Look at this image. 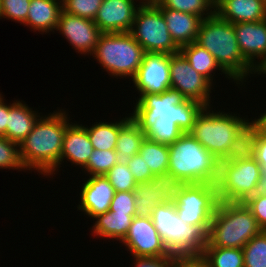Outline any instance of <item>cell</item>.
Masks as SVG:
<instances>
[{"mask_svg":"<svg viewBox=\"0 0 266 267\" xmlns=\"http://www.w3.org/2000/svg\"><path fill=\"white\" fill-rule=\"evenodd\" d=\"M130 119L131 116L128 115L116 122L101 121L89 128L85 126L93 148L101 151L115 150L119 131Z\"/></svg>","mask_w":266,"mask_h":267,"instance_id":"83f0119b","label":"cell"},{"mask_svg":"<svg viewBox=\"0 0 266 267\" xmlns=\"http://www.w3.org/2000/svg\"><path fill=\"white\" fill-rule=\"evenodd\" d=\"M169 147L168 172L183 184H216L219 161L189 132L183 133Z\"/></svg>","mask_w":266,"mask_h":267,"instance_id":"5b68a950","label":"cell"},{"mask_svg":"<svg viewBox=\"0 0 266 267\" xmlns=\"http://www.w3.org/2000/svg\"><path fill=\"white\" fill-rule=\"evenodd\" d=\"M172 40L180 48L196 42L202 19L191 13L162 9Z\"/></svg>","mask_w":266,"mask_h":267,"instance_id":"44dd1931","label":"cell"},{"mask_svg":"<svg viewBox=\"0 0 266 267\" xmlns=\"http://www.w3.org/2000/svg\"><path fill=\"white\" fill-rule=\"evenodd\" d=\"M243 249L244 267H266V231L254 236Z\"/></svg>","mask_w":266,"mask_h":267,"instance_id":"d6a6232c","label":"cell"},{"mask_svg":"<svg viewBox=\"0 0 266 267\" xmlns=\"http://www.w3.org/2000/svg\"><path fill=\"white\" fill-rule=\"evenodd\" d=\"M145 53L176 54L180 48L172 40L162 8L147 1L138 8L130 31Z\"/></svg>","mask_w":266,"mask_h":267,"instance_id":"9c48e42d","label":"cell"},{"mask_svg":"<svg viewBox=\"0 0 266 267\" xmlns=\"http://www.w3.org/2000/svg\"><path fill=\"white\" fill-rule=\"evenodd\" d=\"M71 124L66 128L63 137V148L60 157V165L64 159L78 165L80 168L84 167L91 154L93 153V146L88 136L84 125L79 123Z\"/></svg>","mask_w":266,"mask_h":267,"instance_id":"ffe728a7","label":"cell"},{"mask_svg":"<svg viewBox=\"0 0 266 267\" xmlns=\"http://www.w3.org/2000/svg\"><path fill=\"white\" fill-rule=\"evenodd\" d=\"M196 43L213 55L236 84H244L245 78L253 73L254 67L240 51L234 24L222 20L216 14L202 20Z\"/></svg>","mask_w":266,"mask_h":267,"instance_id":"7a4b0ae2","label":"cell"},{"mask_svg":"<svg viewBox=\"0 0 266 267\" xmlns=\"http://www.w3.org/2000/svg\"><path fill=\"white\" fill-rule=\"evenodd\" d=\"M115 164H117V157L115 150H93L89 157L87 164L81 168L88 173L89 176L105 175Z\"/></svg>","mask_w":266,"mask_h":267,"instance_id":"836d02e7","label":"cell"},{"mask_svg":"<svg viewBox=\"0 0 266 267\" xmlns=\"http://www.w3.org/2000/svg\"><path fill=\"white\" fill-rule=\"evenodd\" d=\"M219 203L216 184H184L175 196L174 204L180 220L199 226L206 234Z\"/></svg>","mask_w":266,"mask_h":267,"instance_id":"30bf717a","label":"cell"},{"mask_svg":"<svg viewBox=\"0 0 266 267\" xmlns=\"http://www.w3.org/2000/svg\"><path fill=\"white\" fill-rule=\"evenodd\" d=\"M212 107H204L196 117L189 133L218 161H221L230 149L238 130L248 121L237 114L214 112ZM247 119V120H246Z\"/></svg>","mask_w":266,"mask_h":267,"instance_id":"52a82bcc","label":"cell"},{"mask_svg":"<svg viewBox=\"0 0 266 267\" xmlns=\"http://www.w3.org/2000/svg\"><path fill=\"white\" fill-rule=\"evenodd\" d=\"M261 114L258 118L253 119L252 122L256 125L258 133L266 136V111Z\"/></svg>","mask_w":266,"mask_h":267,"instance_id":"c3c4849f","label":"cell"},{"mask_svg":"<svg viewBox=\"0 0 266 267\" xmlns=\"http://www.w3.org/2000/svg\"><path fill=\"white\" fill-rule=\"evenodd\" d=\"M62 0H31L23 25L43 34L56 30L62 11Z\"/></svg>","mask_w":266,"mask_h":267,"instance_id":"7402d4cb","label":"cell"},{"mask_svg":"<svg viewBox=\"0 0 266 267\" xmlns=\"http://www.w3.org/2000/svg\"><path fill=\"white\" fill-rule=\"evenodd\" d=\"M5 99L0 100V136L6 137V127L8 124V104Z\"/></svg>","mask_w":266,"mask_h":267,"instance_id":"7dc6e473","label":"cell"},{"mask_svg":"<svg viewBox=\"0 0 266 267\" xmlns=\"http://www.w3.org/2000/svg\"><path fill=\"white\" fill-rule=\"evenodd\" d=\"M115 192H134L136 181L127 165L115 164L105 175Z\"/></svg>","mask_w":266,"mask_h":267,"instance_id":"8d00e7d4","label":"cell"},{"mask_svg":"<svg viewBox=\"0 0 266 267\" xmlns=\"http://www.w3.org/2000/svg\"><path fill=\"white\" fill-rule=\"evenodd\" d=\"M170 83L171 89L179 91L187 100L199 102L205 107L211 106L213 85L180 52L170 54Z\"/></svg>","mask_w":266,"mask_h":267,"instance_id":"7c38bea8","label":"cell"},{"mask_svg":"<svg viewBox=\"0 0 266 267\" xmlns=\"http://www.w3.org/2000/svg\"><path fill=\"white\" fill-rule=\"evenodd\" d=\"M175 253L166 256H133L135 267H173Z\"/></svg>","mask_w":266,"mask_h":267,"instance_id":"ee69618b","label":"cell"},{"mask_svg":"<svg viewBox=\"0 0 266 267\" xmlns=\"http://www.w3.org/2000/svg\"><path fill=\"white\" fill-rule=\"evenodd\" d=\"M127 166L129 167L130 172L133 174L136 183L147 182L154 176L139 153L131 157V160L127 163Z\"/></svg>","mask_w":266,"mask_h":267,"instance_id":"7bdbcfd3","label":"cell"},{"mask_svg":"<svg viewBox=\"0 0 266 267\" xmlns=\"http://www.w3.org/2000/svg\"><path fill=\"white\" fill-rule=\"evenodd\" d=\"M201 254L209 267H244L242 248L205 246Z\"/></svg>","mask_w":266,"mask_h":267,"instance_id":"4dcf8cb0","label":"cell"},{"mask_svg":"<svg viewBox=\"0 0 266 267\" xmlns=\"http://www.w3.org/2000/svg\"><path fill=\"white\" fill-rule=\"evenodd\" d=\"M139 100L145 94H161L171 88L170 54L145 53L132 79Z\"/></svg>","mask_w":266,"mask_h":267,"instance_id":"4fadbf2b","label":"cell"},{"mask_svg":"<svg viewBox=\"0 0 266 267\" xmlns=\"http://www.w3.org/2000/svg\"><path fill=\"white\" fill-rule=\"evenodd\" d=\"M131 119L146 133L156 122H175L184 132H189L196 117L205 107L199 102L187 100L179 91L168 89L161 94H145L136 100Z\"/></svg>","mask_w":266,"mask_h":267,"instance_id":"3957f363","label":"cell"},{"mask_svg":"<svg viewBox=\"0 0 266 267\" xmlns=\"http://www.w3.org/2000/svg\"><path fill=\"white\" fill-rule=\"evenodd\" d=\"M27 170L20 155V144L0 136V169Z\"/></svg>","mask_w":266,"mask_h":267,"instance_id":"d590c367","label":"cell"},{"mask_svg":"<svg viewBox=\"0 0 266 267\" xmlns=\"http://www.w3.org/2000/svg\"><path fill=\"white\" fill-rule=\"evenodd\" d=\"M53 112L48 116L41 115L32 131L20 143V155L26 169L33 168L46 177L56 174L54 172L61 167L63 137L70 125L66 111L58 109Z\"/></svg>","mask_w":266,"mask_h":267,"instance_id":"6da1fadb","label":"cell"},{"mask_svg":"<svg viewBox=\"0 0 266 267\" xmlns=\"http://www.w3.org/2000/svg\"><path fill=\"white\" fill-rule=\"evenodd\" d=\"M145 51L130 32L102 33L92 54L110 76L131 79L142 63Z\"/></svg>","mask_w":266,"mask_h":267,"instance_id":"8992f818","label":"cell"},{"mask_svg":"<svg viewBox=\"0 0 266 267\" xmlns=\"http://www.w3.org/2000/svg\"><path fill=\"white\" fill-rule=\"evenodd\" d=\"M139 154L151 170L153 175L168 172L169 147L166 144L154 142L145 138L141 144Z\"/></svg>","mask_w":266,"mask_h":267,"instance_id":"f546056e","label":"cell"},{"mask_svg":"<svg viewBox=\"0 0 266 267\" xmlns=\"http://www.w3.org/2000/svg\"><path fill=\"white\" fill-rule=\"evenodd\" d=\"M256 218L262 230L266 231V195L254 194L243 202Z\"/></svg>","mask_w":266,"mask_h":267,"instance_id":"b9f144b4","label":"cell"},{"mask_svg":"<svg viewBox=\"0 0 266 267\" xmlns=\"http://www.w3.org/2000/svg\"><path fill=\"white\" fill-rule=\"evenodd\" d=\"M262 231L243 202L219 201L209 225L205 246L243 248Z\"/></svg>","mask_w":266,"mask_h":267,"instance_id":"277c9868","label":"cell"},{"mask_svg":"<svg viewBox=\"0 0 266 267\" xmlns=\"http://www.w3.org/2000/svg\"><path fill=\"white\" fill-rule=\"evenodd\" d=\"M152 221L165 245L175 254H201L207 244V234L199 226L184 224L174 202L163 203L152 212Z\"/></svg>","mask_w":266,"mask_h":267,"instance_id":"ba28073f","label":"cell"},{"mask_svg":"<svg viewBox=\"0 0 266 267\" xmlns=\"http://www.w3.org/2000/svg\"><path fill=\"white\" fill-rule=\"evenodd\" d=\"M215 14L232 24L266 20L264 0H215Z\"/></svg>","mask_w":266,"mask_h":267,"instance_id":"d6986e66","label":"cell"},{"mask_svg":"<svg viewBox=\"0 0 266 267\" xmlns=\"http://www.w3.org/2000/svg\"><path fill=\"white\" fill-rule=\"evenodd\" d=\"M109 211L113 213L136 215L135 193L131 191L115 192Z\"/></svg>","mask_w":266,"mask_h":267,"instance_id":"60d3db41","label":"cell"},{"mask_svg":"<svg viewBox=\"0 0 266 267\" xmlns=\"http://www.w3.org/2000/svg\"><path fill=\"white\" fill-rule=\"evenodd\" d=\"M56 31H59L78 53L92 55L102 32L94 20L61 11Z\"/></svg>","mask_w":266,"mask_h":267,"instance_id":"9a60e30c","label":"cell"},{"mask_svg":"<svg viewBox=\"0 0 266 267\" xmlns=\"http://www.w3.org/2000/svg\"><path fill=\"white\" fill-rule=\"evenodd\" d=\"M173 267H209L202 254H176Z\"/></svg>","mask_w":266,"mask_h":267,"instance_id":"f6af8a7d","label":"cell"},{"mask_svg":"<svg viewBox=\"0 0 266 267\" xmlns=\"http://www.w3.org/2000/svg\"><path fill=\"white\" fill-rule=\"evenodd\" d=\"M234 31L243 57L255 67V59L266 55V20L236 23Z\"/></svg>","mask_w":266,"mask_h":267,"instance_id":"ac0fdd59","label":"cell"},{"mask_svg":"<svg viewBox=\"0 0 266 267\" xmlns=\"http://www.w3.org/2000/svg\"><path fill=\"white\" fill-rule=\"evenodd\" d=\"M120 243L134 256H166L172 253L151 217H133L129 230Z\"/></svg>","mask_w":266,"mask_h":267,"instance_id":"5bb4252c","label":"cell"},{"mask_svg":"<svg viewBox=\"0 0 266 267\" xmlns=\"http://www.w3.org/2000/svg\"><path fill=\"white\" fill-rule=\"evenodd\" d=\"M184 132L175 122L157 119L155 124L145 133L146 138L161 144H173Z\"/></svg>","mask_w":266,"mask_h":267,"instance_id":"e575fe53","label":"cell"},{"mask_svg":"<svg viewBox=\"0 0 266 267\" xmlns=\"http://www.w3.org/2000/svg\"><path fill=\"white\" fill-rule=\"evenodd\" d=\"M31 0H0L1 18L24 24Z\"/></svg>","mask_w":266,"mask_h":267,"instance_id":"f35d334b","label":"cell"},{"mask_svg":"<svg viewBox=\"0 0 266 267\" xmlns=\"http://www.w3.org/2000/svg\"><path fill=\"white\" fill-rule=\"evenodd\" d=\"M256 194L266 195V170H262L257 184Z\"/></svg>","mask_w":266,"mask_h":267,"instance_id":"681fc988","label":"cell"},{"mask_svg":"<svg viewBox=\"0 0 266 267\" xmlns=\"http://www.w3.org/2000/svg\"><path fill=\"white\" fill-rule=\"evenodd\" d=\"M145 133L139 126L130 119L119 131L116 141L117 163L127 165L131 157L139 153L142 142L145 140Z\"/></svg>","mask_w":266,"mask_h":267,"instance_id":"d4e9b609","label":"cell"},{"mask_svg":"<svg viewBox=\"0 0 266 267\" xmlns=\"http://www.w3.org/2000/svg\"><path fill=\"white\" fill-rule=\"evenodd\" d=\"M179 52L186 58L190 65L212 85L214 79L213 74H215L214 72L216 70L223 72L225 77L227 76L226 78L232 80V78L220 67L213 55L196 42L180 47Z\"/></svg>","mask_w":266,"mask_h":267,"instance_id":"484cf974","label":"cell"},{"mask_svg":"<svg viewBox=\"0 0 266 267\" xmlns=\"http://www.w3.org/2000/svg\"><path fill=\"white\" fill-rule=\"evenodd\" d=\"M39 114V115H38ZM40 117L38 111H33L22 101H13L8 104V124L6 138L20 144L32 131L35 122Z\"/></svg>","mask_w":266,"mask_h":267,"instance_id":"603a6c76","label":"cell"},{"mask_svg":"<svg viewBox=\"0 0 266 267\" xmlns=\"http://www.w3.org/2000/svg\"><path fill=\"white\" fill-rule=\"evenodd\" d=\"M134 193L137 217H151L154 209L163 203L169 202L164 197V191L156 189L152 179L147 182L137 183Z\"/></svg>","mask_w":266,"mask_h":267,"instance_id":"f1b7e54d","label":"cell"},{"mask_svg":"<svg viewBox=\"0 0 266 267\" xmlns=\"http://www.w3.org/2000/svg\"><path fill=\"white\" fill-rule=\"evenodd\" d=\"M135 1L103 0L94 23L102 33L130 32L138 8L149 0H140L139 5H136Z\"/></svg>","mask_w":266,"mask_h":267,"instance_id":"2e32d148","label":"cell"},{"mask_svg":"<svg viewBox=\"0 0 266 267\" xmlns=\"http://www.w3.org/2000/svg\"><path fill=\"white\" fill-rule=\"evenodd\" d=\"M253 72L252 74H266V55L259 60L258 62L256 61V65L253 68Z\"/></svg>","mask_w":266,"mask_h":267,"instance_id":"f907efd6","label":"cell"},{"mask_svg":"<svg viewBox=\"0 0 266 267\" xmlns=\"http://www.w3.org/2000/svg\"><path fill=\"white\" fill-rule=\"evenodd\" d=\"M135 216L107 211L94 218L96 221L92 226V235L102 237V239L103 237L112 240L116 239L121 242Z\"/></svg>","mask_w":266,"mask_h":267,"instance_id":"cb8c5ba5","label":"cell"},{"mask_svg":"<svg viewBox=\"0 0 266 267\" xmlns=\"http://www.w3.org/2000/svg\"><path fill=\"white\" fill-rule=\"evenodd\" d=\"M258 134L256 125L248 120L238 130L228 154L219 162H236L254 158L255 141Z\"/></svg>","mask_w":266,"mask_h":267,"instance_id":"4316f807","label":"cell"},{"mask_svg":"<svg viewBox=\"0 0 266 267\" xmlns=\"http://www.w3.org/2000/svg\"><path fill=\"white\" fill-rule=\"evenodd\" d=\"M254 158L259 163L262 170H266V136L258 134L255 141Z\"/></svg>","mask_w":266,"mask_h":267,"instance_id":"bcb514c9","label":"cell"},{"mask_svg":"<svg viewBox=\"0 0 266 267\" xmlns=\"http://www.w3.org/2000/svg\"><path fill=\"white\" fill-rule=\"evenodd\" d=\"M262 168L255 158L236 162H219L216 182L219 201L244 202L256 194Z\"/></svg>","mask_w":266,"mask_h":267,"instance_id":"8fae6325","label":"cell"},{"mask_svg":"<svg viewBox=\"0 0 266 267\" xmlns=\"http://www.w3.org/2000/svg\"><path fill=\"white\" fill-rule=\"evenodd\" d=\"M157 3L162 9H171L191 13L202 20L215 14V0H149Z\"/></svg>","mask_w":266,"mask_h":267,"instance_id":"1f68e13d","label":"cell"},{"mask_svg":"<svg viewBox=\"0 0 266 267\" xmlns=\"http://www.w3.org/2000/svg\"><path fill=\"white\" fill-rule=\"evenodd\" d=\"M103 0H62L64 12L94 20Z\"/></svg>","mask_w":266,"mask_h":267,"instance_id":"74e56055","label":"cell"},{"mask_svg":"<svg viewBox=\"0 0 266 267\" xmlns=\"http://www.w3.org/2000/svg\"><path fill=\"white\" fill-rule=\"evenodd\" d=\"M152 181L155 183L156 189L164 191V197L169 202H174L176 194L184 185L177 176L169 172L154 175Z\"/></svg>","mask_w":266,"mask_h":267,"instance_id":"ab89813d","label":"cell"},{"mask_svg":"<svg viewBox=\"0 0 266 267\" xmlns=\"http://www.w3.org/2000/svg\"><path fill=\"white\" fill-rule=\"evenodd\" d=\"M84 182L80 192L81 202L77 208L94 220L109 211L115 189L104 175L89 176Z\"/></svg>","mask_w":266,"mask_h":267,"instance_id":"e0dca14e","label":"cell"}]
</instances>
